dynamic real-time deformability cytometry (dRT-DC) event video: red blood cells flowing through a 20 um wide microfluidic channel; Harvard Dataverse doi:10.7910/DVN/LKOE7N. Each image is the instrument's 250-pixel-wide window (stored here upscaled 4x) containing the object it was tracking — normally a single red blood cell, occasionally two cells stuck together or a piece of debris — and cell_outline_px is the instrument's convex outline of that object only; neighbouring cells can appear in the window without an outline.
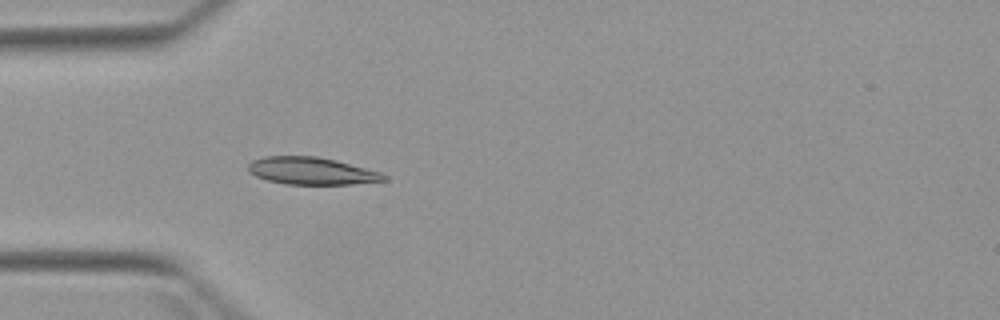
{"species": "Egyptian fruit bat (a non-hibernating species)", "species_latin": "Rousettus aegyptiacus", "temperature_condition": "warm", "stored_images_in_passage": 2, "camera_frame_rate_fps": 3000, "um_per_image_px": 0.085, "animal": {"sex": "female"}, "frame": {"image": 1, "passage_image": 2, "time_ms": 1.0, "image_size_px": [1000, 320], "cell_outline_px": [[388, 180], [352, 184], [284, 184], [268, 180], [256, 176], [248, 172], [248, 164], [252, 160], [264, 156], [316, 156], [336, 160], [380, 172], [388, 176]], "centroid_in_image_um": [26.47, 14.53], "position_along_channel_um": 58.5, "area_um2": 21.62}}